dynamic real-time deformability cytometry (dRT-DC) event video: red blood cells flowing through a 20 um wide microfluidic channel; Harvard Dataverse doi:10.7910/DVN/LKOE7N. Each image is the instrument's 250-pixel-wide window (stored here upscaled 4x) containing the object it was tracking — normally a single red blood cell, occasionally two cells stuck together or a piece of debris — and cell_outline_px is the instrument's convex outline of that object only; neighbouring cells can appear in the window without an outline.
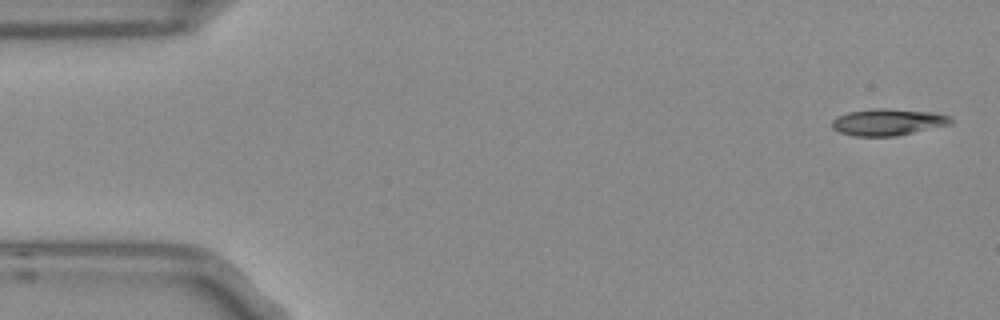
{"species": "Egyptian fruit bat (a non-hibernating species)", "species_latin": "Rousettus aegyptiacus", "temperature_condition": "room temperature", "stored_images_in_passage": 8, "camera_frame_rate_fps": 3000, "um_per_image_px": 0.085, "frame": {"image": 1, "passage_image": 1, "time_ms": 0.0, "image_size_px": [1000, 320], "cell_outline_px": [[956, 120], [952, 124], [896, 136], [856, 136], [840, 132], [832, 128], [832, 120], [836, 116], [848, 112], [876, 108], [888, 108], [936, 112], [948, 116]], "centroid_in_image_um": [75.51, 10.37], "position_along_channel_um": 9.5, "area_um2": 18.67}}
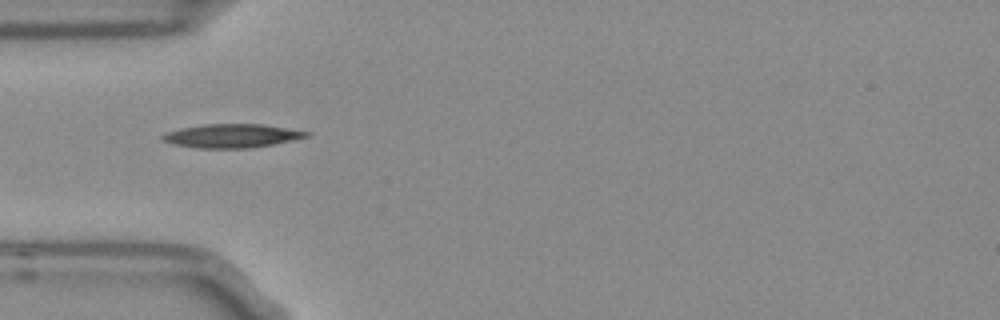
{"frame": {"image": 2, "passage_image": 5, "time_ms": 1.333, "image_size_px": [1000, 320], "cell_outline_px": [[312, 132], [308, 136], [292, 140], [252, 148], [196, 148], [172, 144], [160, 140], [160, 136], [168, 132], [180, 128], [204, 124], [264, 124]], "centroid_in_image_um": [19.68, 11.54], "position_along_channel_um": 65.3, "area_um2": 19.94}}
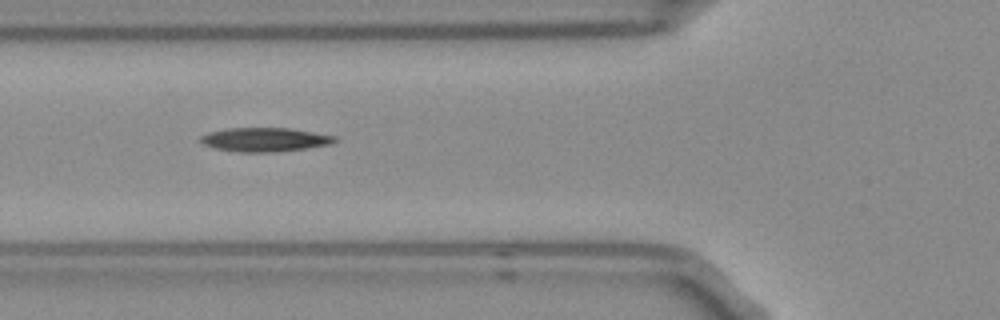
{"frame": {"image": 3, "passage_image": 6, "time_ms": 1.667, "image_size_px": [1000, 320], "cell_outline_px": [[340, 140], [328, 144], [304, 148], [268, 152], [240, 152], [216, 148], [204, 144], [200, 140], [200, 136], [208, 132], [224, 128], [292, 128], [336, 136]], "centroid_in_image_um": [22.5, 11.85], "position_along_channel_um": 103.3, "area_um2": 18.55}}